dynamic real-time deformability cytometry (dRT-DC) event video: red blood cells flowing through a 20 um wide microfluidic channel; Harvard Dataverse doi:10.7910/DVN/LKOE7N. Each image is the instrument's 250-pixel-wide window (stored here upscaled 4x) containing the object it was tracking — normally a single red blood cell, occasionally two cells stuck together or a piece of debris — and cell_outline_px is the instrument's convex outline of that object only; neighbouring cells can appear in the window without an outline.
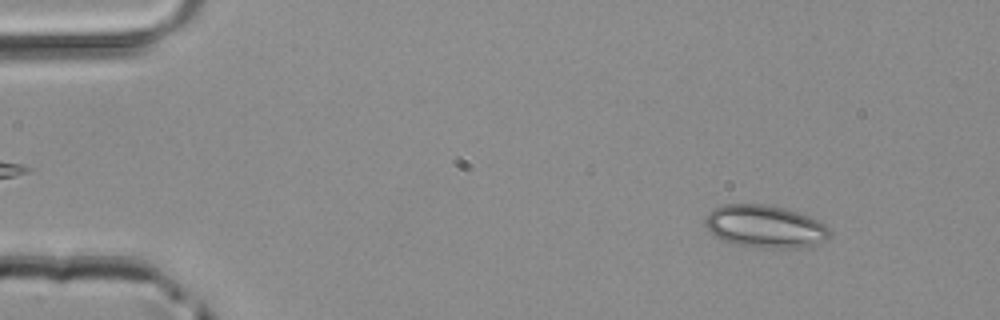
{"species": "common noctule bat (a hibernating species)", "species_latin": "Nyctalus noctula", "temperature_condition": "room temperature", "stored_images_in_passage": 50, "camera_frame_rate_fps": 3000, "um_per_image_px": 0.085, "animal": {"sex": "male", "body_mass_g": 20.4}, "frame": {"image": 1, "passage_image": 6, "time_ms": 1.667, "image_size_px": [1000, 320], "cell_outline_px": [[828, 236], [824, 240], [808, 248], [768, 248], [736, 244], [724, 240], [716, 236], [704, 224], [704, 220], [708, 212], [712, 208], [724, 204], [768, 204], [784, 208], [808, 216], [824, 224], [828, 228]], "centroid_in_image_um": [65.0, 19.24], "position_along_channel_um": 20.0, "area_um2": 30.75}}
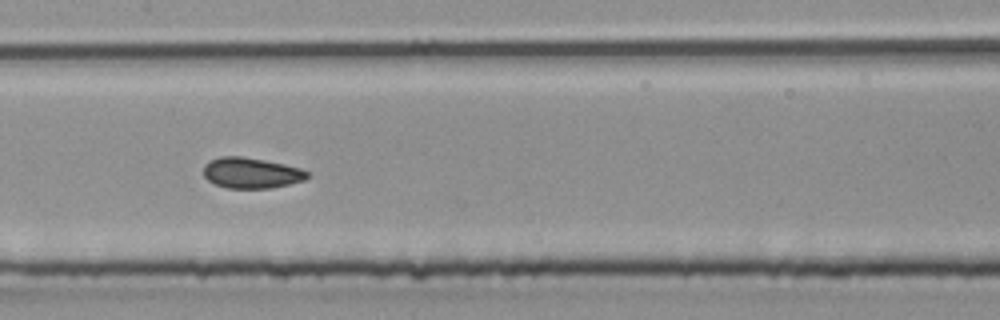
{"frame": {"image": 2, "passage_image": 25, "time_ms": 8.0, "image_size_px": [1000, 320], "cell_outline_px": [[308, 176], [304, 180], [272, 188], [228, 188], [216, 184], [208, 180], [204, 176], [204, 164], [208, 160], [220, 156], [240, 156], [264, 160], [284, 164], [300, 168], [308, 172]], "centroid_in_image_um": [21.33, 14.69], "position_along_channel_um": 186.1, "area_um2": 18.5}}
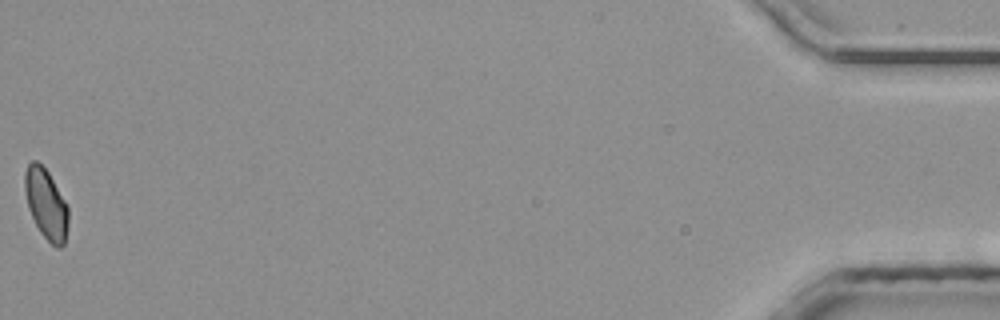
{"frame": {"image": 3, "passage_image": 50, "time_ms": 16.333, "image_size_px": [1000, 320], "cell_outline_px": [[68, 224], [64, 244], [60, 248], [56, 248], [40, 232], [28, 208], [24, 188], [24, 172], [28, 164], [32, 160], [36, 160], [48, 172], [64, 200], [68, 208]], "centroid_in_image_um": [3.9, 17.34], "position_along_channel_um": 431.3, "area_um2": 17.63}}